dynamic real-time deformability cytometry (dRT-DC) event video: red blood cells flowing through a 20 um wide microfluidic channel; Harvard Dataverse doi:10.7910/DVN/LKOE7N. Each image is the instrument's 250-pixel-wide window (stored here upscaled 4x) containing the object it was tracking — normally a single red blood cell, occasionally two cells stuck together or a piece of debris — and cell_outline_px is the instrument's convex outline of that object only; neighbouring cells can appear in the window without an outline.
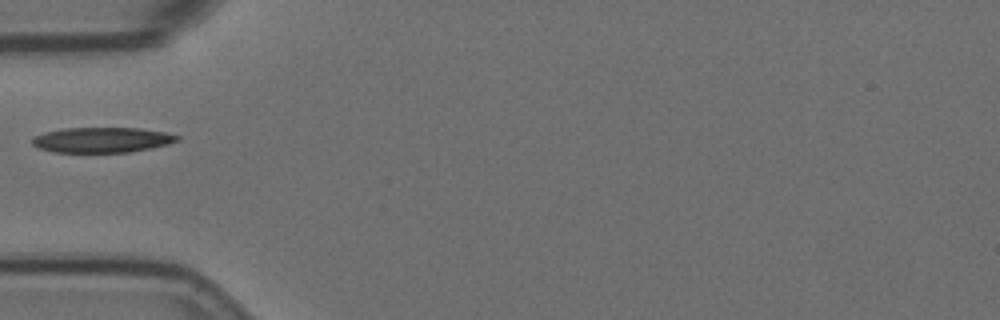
{"species": "Egyptian fruit bat (a non-hibernating species)", "species_latin": "Rousettus aegyptiacus", "temperature_condition": "room temperature", "stored_images_in_passage": 32, "camera_frame_rate_fps": 3000, "um_per_image_px": 0.085, "animal": {"sex": "female"}, "frame": {"image": 1, "passage_image": 1, "time_ms": 0.0, "image_size_px": [1000, 320], "cell_outline_px": [[180, 140], [168, 144], [128, 152], [56, 152], [40, 148], [32, 144], [32, 136], [44, 132], [64, 128], [140, 128], [164, 132], [180, 136]], "centroid_in_image_um": [8.65, 11.88], "position_along_channel_um": 76.3, "area_um2": 21.21}}
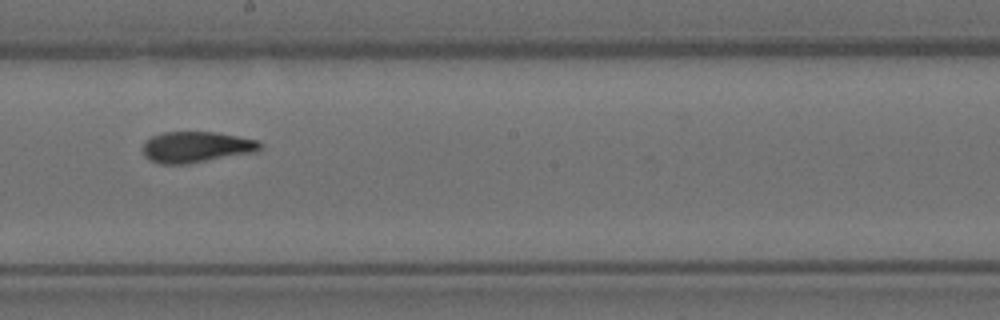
{"frame": {"image": 2, "passage_image": 14, "time_ms": 4.333, "image_size_px": [1000, 320], "cell_outline_px": [[264, 144], [256, 152], [188, 164], [160, 164], [148, 160], [144, 156], [144, 140], [152, 136], [164, 132], [216, 132], [260, 140]], "centroid_in_image_um": [16.7, 12.5], "position_along_channel_um": 231.5, "area_um2": 21.44}}
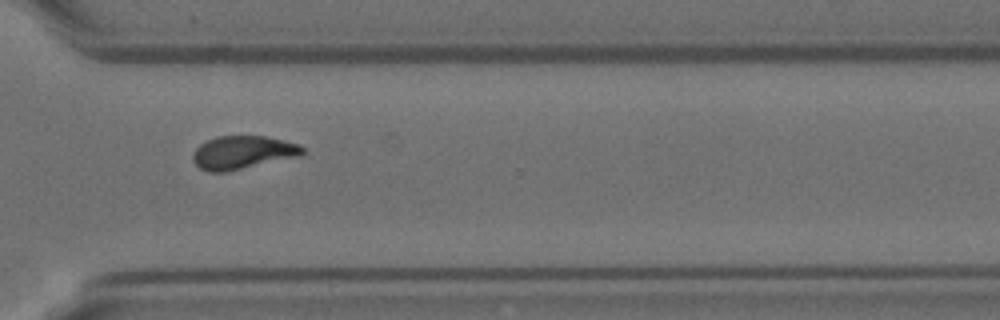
{"frame": {"image": 3, "passage_image": 24, "time_ms": 7.667, "image_size_px": [1000, 320], "cell_outline_px": [[304, 152], [300, 156], [228, 172], [208, 172], [200, 168], [192, 160], [192, 156], [196, 148], [200, 144], [216, 136], [264, 136], [300, 144], [304, 148]], "centroid_in_image_um": [20.63, 12.97], "position_along_channel_um": 350.0, "area_um2": 21.33}}